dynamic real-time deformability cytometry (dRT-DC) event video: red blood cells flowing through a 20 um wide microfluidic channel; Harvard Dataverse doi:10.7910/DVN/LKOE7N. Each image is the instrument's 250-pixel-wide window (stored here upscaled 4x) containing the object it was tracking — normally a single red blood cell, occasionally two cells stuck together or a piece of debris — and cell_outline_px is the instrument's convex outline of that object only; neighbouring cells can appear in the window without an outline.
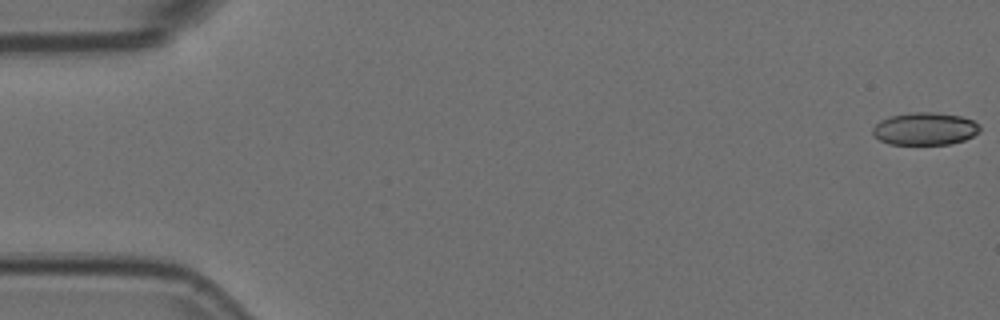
{"species": "Egyptian fruit bat (a non-hibernating species)", "species_latin": "Rousettus aegyptiacus", "temperature_condition": "room temperature", "stored_images_in_passage": 12, "camera_frame_rate_fps": 3000, "um_per_image_px": 0.085, "animal": {"sex": "female"}, "frame": {"image": 1, "passage_image": 1, "time_ms": 0.0, "image_size_px": [1000, 320], "cell_outline_px": [[980, 132], [964, 140], [948, 144], [888, 144], [880, 140], [872, 132], [872, 128], [880, 120], [892, 116], [912, 112], [932, 112], [960, 116], [972, 120], [980, 124]], "centroid_in_image_um": [78.63, 10.94], "position_along_channel_um": 6.4, "area_um2": 20.23}}